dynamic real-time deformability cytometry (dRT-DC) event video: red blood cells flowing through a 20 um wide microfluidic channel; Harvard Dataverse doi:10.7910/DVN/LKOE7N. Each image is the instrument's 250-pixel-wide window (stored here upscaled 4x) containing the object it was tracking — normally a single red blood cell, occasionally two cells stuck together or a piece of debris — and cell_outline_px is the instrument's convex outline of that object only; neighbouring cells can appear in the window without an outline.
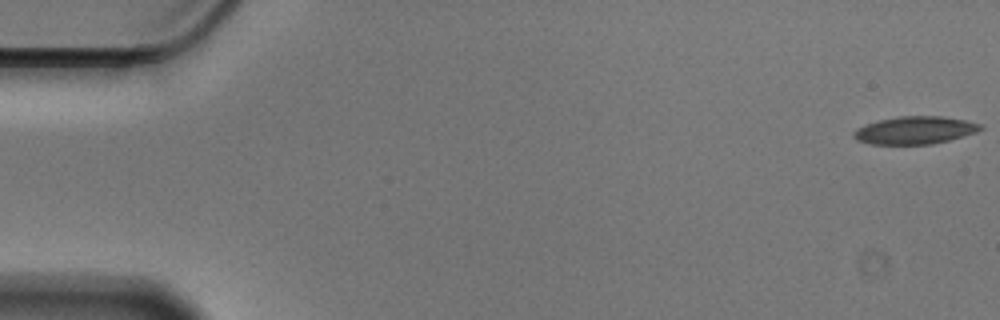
{"species": "Egyptian fruit bat (a non-hibernating species)", "species_latin": "Rousettus aegyptiacus", "temperature_condition": "cold", "stored_images_in_passage": 9, "camera_frame_rate_fps": 3000, "um_per_image_px": 0.085, "animal": {"sex": "male"}, "frame": {"image": 1, "passage_image": 1, "time_ms": 0.0, "image_size_px": [1000, 320], "cell_outline_px": [[984, 128], [976, 132], [948, 140], [932, 144], [872, 144], [856, 140], [852, 136], [852, 132], [856, 128], [880, 120], [900, 116], [940, 116], [964, 120], [980, 124]], "centroid_in_image_um": [77.74, 11.07], "position_along_channel_um": 7.3, "area_um2": 20.23}}